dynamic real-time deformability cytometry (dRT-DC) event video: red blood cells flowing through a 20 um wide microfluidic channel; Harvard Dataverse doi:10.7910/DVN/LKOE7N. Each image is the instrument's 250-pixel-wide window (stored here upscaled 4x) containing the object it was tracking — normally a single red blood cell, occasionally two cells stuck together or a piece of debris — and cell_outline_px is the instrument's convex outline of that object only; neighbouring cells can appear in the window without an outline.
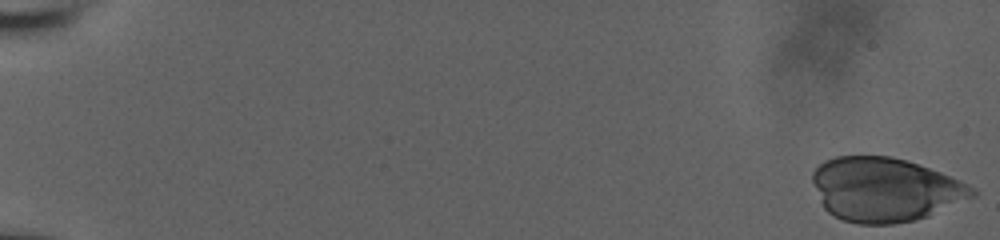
{"species": "human", "species_latin": "Homo sapiens", "temperature_condition": "room temperature", "stored_images_in_passage": 48, "camera_frame_rate_fps": 3000, "um_per_image_px": 0.085, "donor": {"sex": "male"}, "frame": {"image": 1, "passage_image": 1, "time_ms": 0.0, "image_size_px": [1000, 240], "cell_outline_px": [[976, 196], [928, 216], [916, 220], [892, 224], [860, 224], [844, 220], [828, 212], [824, 208], [812, 180], [812, 172], [824, 160], [836, 156], [892, 156], [940, 172], [960, 180], [976, 188]], "centroid_in_image_um": [75.24, 16.11], "position_along_channel_um": 9.8, "area_um2": 59.36}}
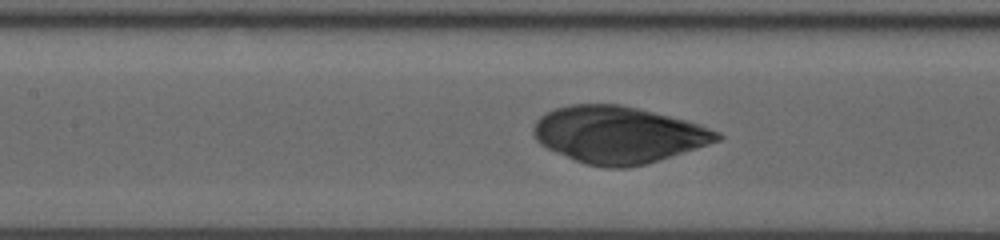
{"frame": {"image": 2, "passage_image": 28, "time_ms": 9.0, "image_size_px": [1000, 240], "cell_outline_px": [[724, 136], [720, 140], [648, 164], [628, 168], [604, 168], [584, 164], [548, 148], [540, 144], [536, 140], [532, 132], [532, 128], [536, 120], [540, 116], [556, 108], [572, 104], [620, 104], [700, 124], [720, 132]], "centroid_in_image_um": [52.54, 11.46], "position_along_channel_um": 154.9, "area_um2": 60.69}}
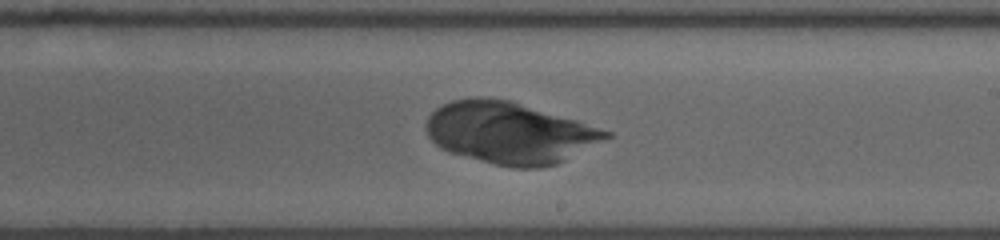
{"frame": {"image": 3, "passage_image": 35, "time_ms": 11.333, "image_size_px": [1000, 240], "cell_outline_px": [[612, 136], [556, 164], [540, 168], [512, 168], [448, 152], [440, 148], [428, 136], [424, 128], [428, 116], [436, 108], [452, 100], [472, 96], [488, 96], [508, 100], [576, 120], [612, 132]], "centroid_in_image_um": [43.26, 11.28], "position_along_channel_um": 245.7, "area_um2": 64.39}}